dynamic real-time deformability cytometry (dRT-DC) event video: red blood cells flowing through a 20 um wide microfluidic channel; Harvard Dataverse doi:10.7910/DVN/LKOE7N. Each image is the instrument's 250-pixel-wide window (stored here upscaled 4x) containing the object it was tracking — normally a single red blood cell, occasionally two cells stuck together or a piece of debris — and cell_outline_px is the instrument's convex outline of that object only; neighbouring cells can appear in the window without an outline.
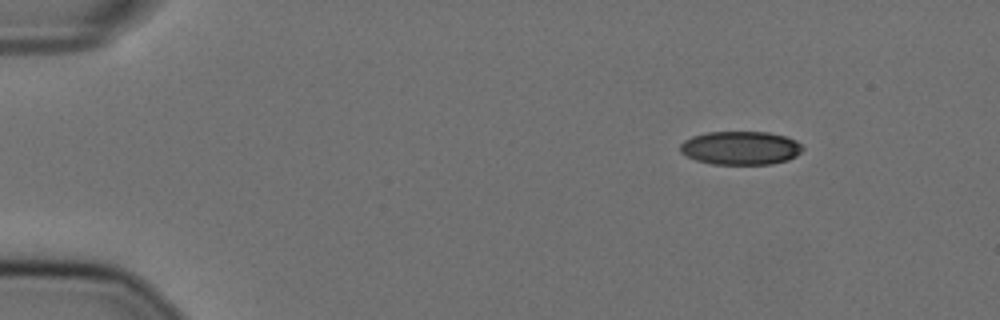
{"species": "Egyptian fruit bat (a non-hibernating species)", "species_latin": "Rousettus aegyptiacus", "temperature_condition": "cold", "stored_images_in_passage": 3, "camera_frame_rate_fps": 3000, "um_per_image_px": 0.085, "animal": {"sex": "female"}, "frame": {"image": 1, "passage_image": 1, "time_ms": 0.0, "image_size_px": [1000, 320], "cell_outline_px": [[804, 148], [796, 156], [788, 160], [772, 164], [712, 164], [696, 160], [680, 152], [680, 144], [684, 140], [692, 136], [708, 132], [768, 132], [784, 136], [796, 140]], "centroid_in_image_um": [62.95, 12.58], "position_along_channel_um": 22.1, "area_um2": 23.93}}